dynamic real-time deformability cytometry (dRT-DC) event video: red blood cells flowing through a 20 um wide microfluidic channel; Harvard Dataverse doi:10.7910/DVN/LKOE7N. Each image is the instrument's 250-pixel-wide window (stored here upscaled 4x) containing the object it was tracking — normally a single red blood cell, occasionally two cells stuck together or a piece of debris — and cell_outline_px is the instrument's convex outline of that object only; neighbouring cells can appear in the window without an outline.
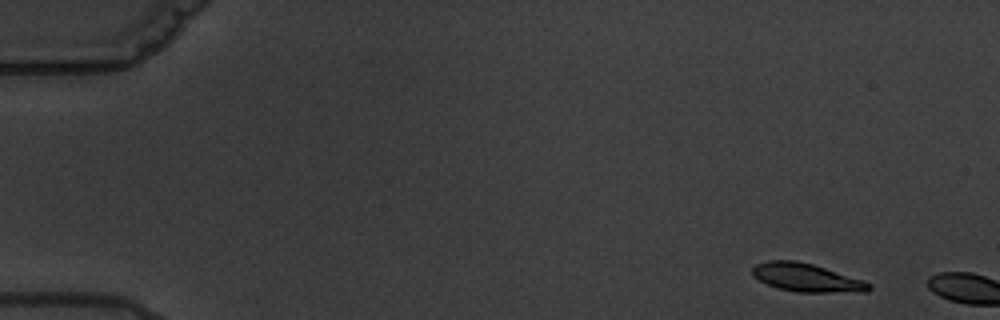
{"species": "common noctule bat (a hibernating species)", "species_latin": "Nyctalus noctula", "temperature_condition": "warm", "stored_images_in_passage": 2, "camera_frame_rate_fps": 3000, "um_per_image_px": 0.085, "animal": {"sex": "male", "body_mass_g": 19.5, "forearm_length_mm": 54.6}, "frame": {"image": 1, "passage_image": 1, "time_ms": 0.0, "image_size_px": [1000, 320], "cell_outline_px": [[872, 288], [868, 292], [796, 292], [780, 288], [768, 284], [752, 276], [752, 268], [756, 264], [768, 260], [796, 260], [812, 264], [864, 280], [872, 284]], "centroid_in_image_um": [68.59, 23.6], "position_along_channel_um": 16.4, "area_um2": 19.19}}